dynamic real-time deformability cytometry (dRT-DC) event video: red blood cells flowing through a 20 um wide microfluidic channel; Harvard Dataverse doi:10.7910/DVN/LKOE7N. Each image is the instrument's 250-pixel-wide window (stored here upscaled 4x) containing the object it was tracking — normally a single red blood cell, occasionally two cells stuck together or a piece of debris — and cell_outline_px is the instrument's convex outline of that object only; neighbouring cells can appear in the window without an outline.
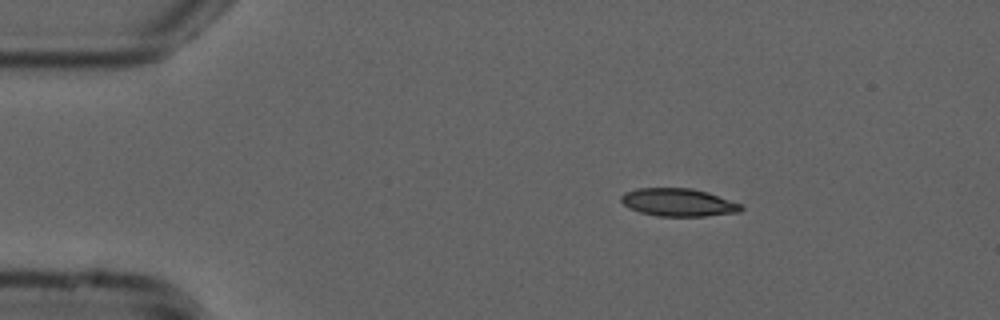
{"species": "common noctule bat (a hibernating species)", "species_latin": "Nyctalus noctula", "temperature_condition": "cold", "stored_images_in_passage": 46, "camera_frame_rate_fps": 3000, "um_per_image_px": 0.085, "animal": {"sex": "male", "forearm_length_mm": 52.5}, "frame": {"image": 1, "passage_image": 1, "time_ms": 0.0, "image_size_px": [1000, 320], "cell_outline_px": [[744, 208], [740, 212], [704, 216], [656, 216], [640, 212], [624, 204], [620, 200], [620, 196], [624, 192], [636, 188], [692, 188], [708, 192], [744, 204]], "centroid_in_image_um": [57.7, 17.19], "position_along_channel_um": 27.3, "area_um2": 19.65}}
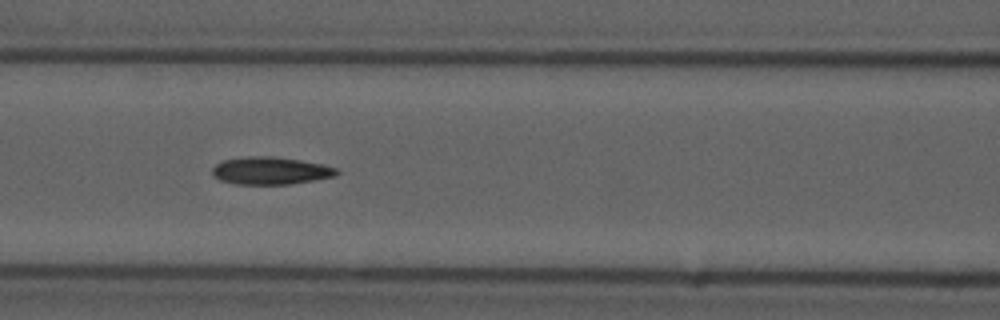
{"frame": {"image": 2, "passage_image": 15, "time_ms": 4.667, "image_size_px": [1000, 320], "cell_outline_px": [[340, 172], [336, 176], [316, 180], [292, 184], [236, 184], [220, 180], [212, 176], [212, 168], [216, 164], [224, 160], [248, 156], [272, 156], [300, 160], [320, 164], [336, 168]], "centroid_in_image_um": [22.99, 14.52], "position_along_channel_um": 143.6, "area_um2": 20.0}}
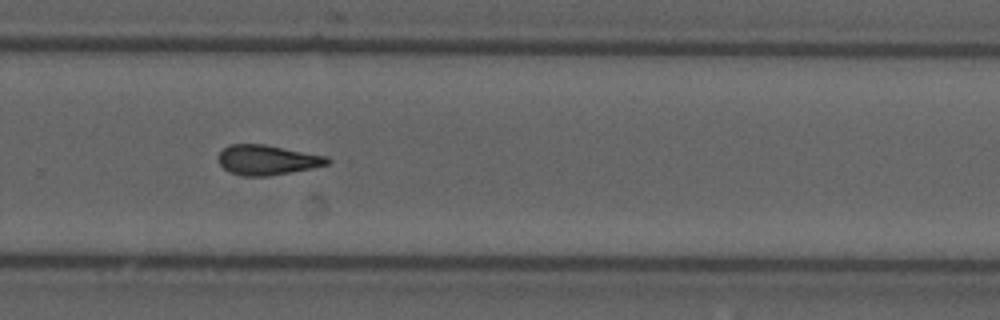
{"frame": {"image": 3, "passage_image": 28, "time_ms": 9.0, "image_size_px": [1000, 320], "cell_outline_px": [[332, 160], [328, 164], [312, 168], [268, 176], [244, 176], [232, 172], [224, 168], [220, 164], [220, 152], [228, 144], [264, 144], [328, 156]], "centroid_in_image_um": [22.76, 13.58], "position_along_channel_um": 307.0, "area_um2": 18.84}, "authors_computed_cell_mechanics": {"area_um2": 19.1896, "velocity_mm_per_s": 3.7884, "shape_relaxation_time_tau1_ms": 7.1244, "shape_relaxation_time_tau2_ms": 5.8902, "deformation_change_tau1": 0.1769, "deformation_change_tau2": 0.1588}}